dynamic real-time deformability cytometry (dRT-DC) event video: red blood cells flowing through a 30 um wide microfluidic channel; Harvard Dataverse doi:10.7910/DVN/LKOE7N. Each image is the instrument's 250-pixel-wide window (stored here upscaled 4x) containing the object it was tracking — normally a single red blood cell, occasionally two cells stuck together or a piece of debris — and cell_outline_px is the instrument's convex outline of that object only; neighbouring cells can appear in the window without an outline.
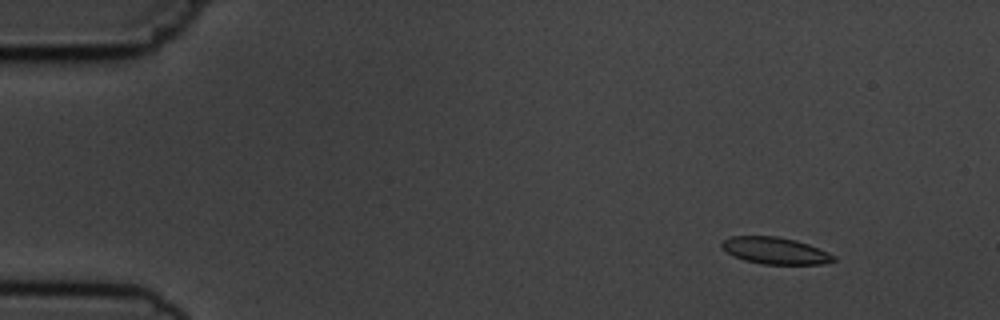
{"species": "common noctule bat (a hibernating species)", "species_latin": "Nyctalus noctula", "temperature_condition": "cold", "stored_images_in_passage": 5, "camera_frame_rate_fps": 3000, "um_per_image_px": 0.085, "animal": {"sex": "male", "body_mass_g": 19.5, "forearm_length_mm": 54.6}, "frame": {"image": 1, "passage_image": 2, "time_ms": 1.0, "image_size_px": [1000, 320], "cell_outline_px": [[836, 260], [820, 264], [764, 264], [744, 260], [732, 256], [720, 244], [724, 240], [732, 236], [776, 236], [796, 240], [808, 244], [828, 252], [836, 256]], "centroid_in_image_um": [65.9, 21.3], "position_along_channel_um": 19.1, "area_um2": 17.34}}
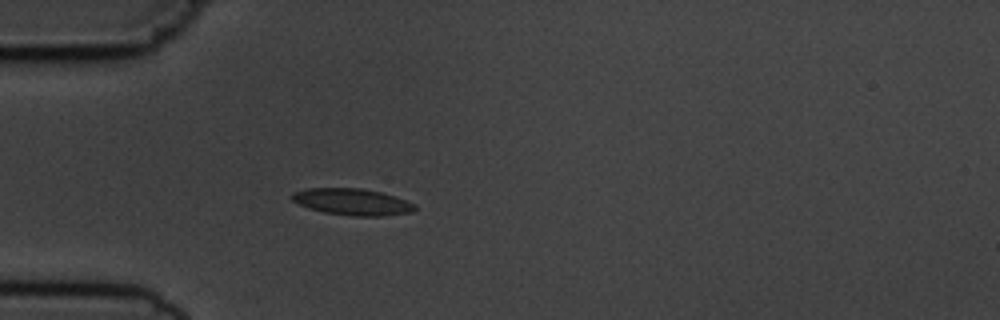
{"frame": {"image": 2, "passage_image": 5, "time_ms": 4.333, "image_size_px": [1000, 320], "cell_outline_px": [[416, 208], [412, 212], [384, 216], [352, 216], [324, 212], [308, 208], [292, 200], [288, 196], [292, 192], [308, 188], [360, 188], [380, 192], [416, 204]], "centroid_in_image_um": [29.9, 17.16], "position_along_channel_um": 55.1, "area_um2": 19.02}}